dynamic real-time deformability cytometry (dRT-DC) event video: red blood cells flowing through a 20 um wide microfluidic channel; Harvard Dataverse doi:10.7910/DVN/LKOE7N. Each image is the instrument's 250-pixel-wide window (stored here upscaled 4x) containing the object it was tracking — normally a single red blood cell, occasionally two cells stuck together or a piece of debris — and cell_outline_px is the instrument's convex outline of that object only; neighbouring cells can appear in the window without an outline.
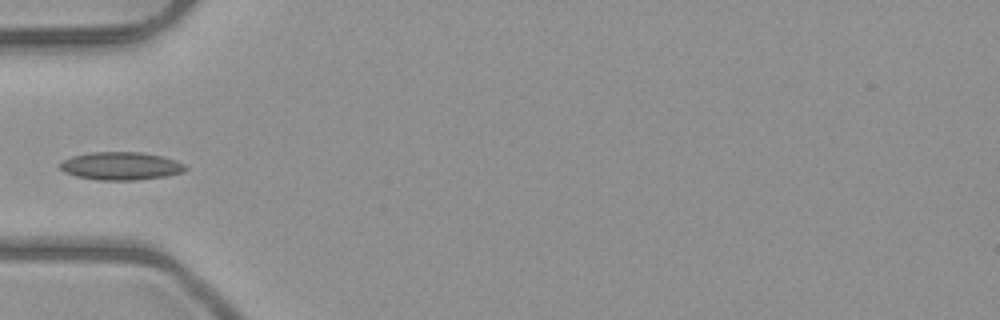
{"species": "common noctule bat (a hibernating species)", "species_latin": "Nyctalus noctula", "temperature_condition": "room temperature", "stored_images_in_passage": 5, "camera_frame_rate_fps": 3000, "um_per_image_px": 0.085, "animal": {"sex": "male", "body_mass_g": 23.1, "forearm_length_mm": 52.7}, "frame": {"image": 1, "passage_image": 5, "time_ms": 5.333, "image_size_px": [1000, 320], "cell_outline_px": [[188, 168], [184, 172], [168, 176], [136, 180], [96, 180], [76, 176], [64, 172], [60, 168], [60, 164], [64, 160], [72, 156], [92, 152], [140, 152], [160, 156], [176, 160], [184, 164]], "centroid_in_image_um": [10.3, 14.12], "position_along_channel_um": 74.7, "area_um2": 20.46}}